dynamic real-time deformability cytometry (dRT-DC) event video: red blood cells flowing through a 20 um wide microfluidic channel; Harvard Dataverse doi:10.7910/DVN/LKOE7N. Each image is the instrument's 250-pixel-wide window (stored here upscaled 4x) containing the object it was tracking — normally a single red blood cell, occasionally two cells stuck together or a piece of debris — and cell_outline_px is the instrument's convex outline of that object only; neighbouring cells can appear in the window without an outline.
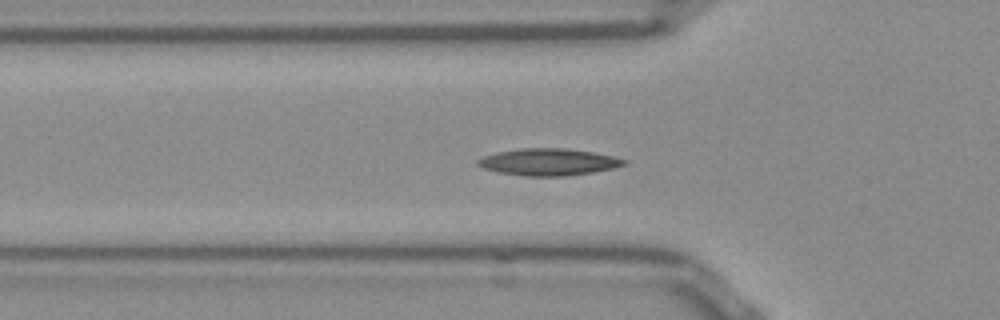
{"species": "Egyptian fruit bat (a non-hibernating species)", "species_latin": "Rousettus aegyptiacus", "temperature_condition": "room temperature", "stored_images_in_passage": 30, "camera_frame_rate_fps": 3000, "um_per_image_px": 0.085, "frame": {"image": 1, "passage_image": 6, "time_ms": 1.667, "image_size_px": [1000, 320], "cell_outline_px": [[628, 164], [612, 168], [592, 172], [564, 176], [524, 176], [500, 172], [484, 168], [476, 164], [476, 160], [484, 156], [496, 152], [520, 148], [564, 148], [592, 152], [612, 156], [628, 160]], "centroid_in_image_um": [46.62, 13.76], "position_along_channel_um": 79.2, "area_um2": 22.83}}
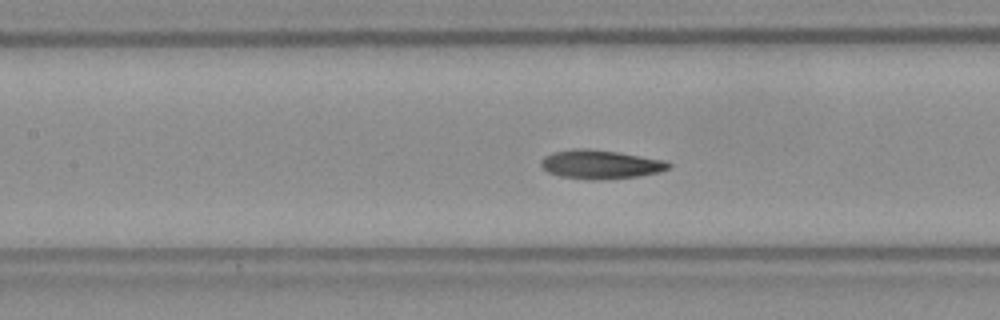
{"frame": {"image": 2, "passage_image": 12, "time_ms": 3.667, "image_size_px": [1000, 320], "cell_outline_px": [[672, 164], [668, 168], [656, 172], [636, 176], [596, 180], [588, 180], [560, 176], [548, 172], [540, 164], [540, 160], [544, 156], [552, 152], [576, 148], [584, 148], [616, 152], [664, 160]], "centroid_in_image_um": [50.97, 13.97], "position_along_channel_um": 156.4, "area_um2": 21.15}}
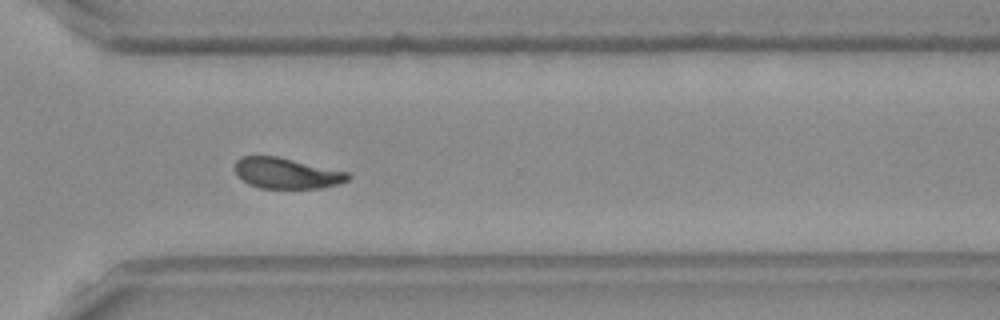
{"frame": {"image": 3, "passage_image": 27, "time_ms": 8.667, "image_size_px": [1000, 320], "cell_outline_px": [[352, 176], [348, 180], [336, 184], [320, 188], [260, 188], [248, 184], [236, 176], [236, 160], [240, 156], [276, 156], [348, 172]], "centroid_in_image_um": [24.33, 14.73], "position_along_channel_um": 346.3, "area_um2": 20.17}, "authors_computed_cell_mechanics": {"area_um2": 21.1259, "velocity_mm_per_s": 3.8013, "shape_relaxation_time_tau1_ms": null, "shape_relaxation_time_tau2_ms": 4.9108, "deformation_change_tau1": null, "deformation_change_tau2": 0.1115}}